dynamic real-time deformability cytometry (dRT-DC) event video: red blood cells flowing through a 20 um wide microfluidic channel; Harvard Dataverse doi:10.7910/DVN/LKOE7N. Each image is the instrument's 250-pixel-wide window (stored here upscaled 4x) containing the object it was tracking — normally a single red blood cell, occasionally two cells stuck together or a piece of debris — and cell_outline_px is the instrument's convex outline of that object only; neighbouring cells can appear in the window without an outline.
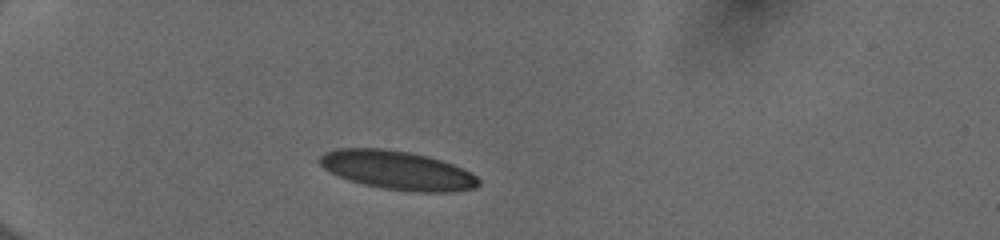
{"species": "human", "species_latin": "Homo sapiens", "temperature_condition": "cold", "stored_images_in_passage": 37, "camera_frame_rate_fps": 3000, "um_per_image_px": 0.085, "donor": {"sex": "female"}, "frame": {"image": 1, "passage_image": 1, "time_ms": 0.0, "image_size_px": [1000, 240], "cell_outline_px": [[480, 184], [476, 188], [452, 192], [412, 192], [380, 188], [348, 180], [324, 168], [320, 164], [320, 156], [324, 152], [336, 148], [380, 148], [408, 152], [428, 156], [452, 164], [476, 176], [480, 180]], "centroid_in_image_um": [33.78, 14.48], "position_along_channel_um": 51.2, "area_um2": 35.78}}
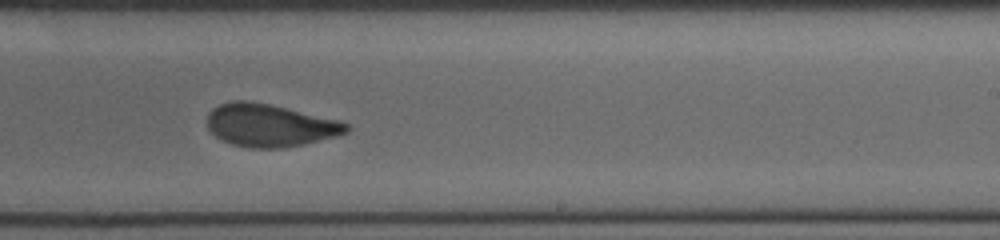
{"frame": {"image": 2, "passage_image": 20, "time_ms": 6.333, "image_size_px": [1000, 240], "cell_outline_px": [[352, 128], [348, 132], [336, 136], [304, 144], [284, 148], [252, 148], [232, 144], [216, 136], [208, 128], [208, 112], [212, 108], [220, 104], [232, 100], [248, 100], [268, 104], [340, 120], [348, 124]], "centroid_in_image_um": [22.95, 10.65], "position_along_channel_um": 266.0, "area_um2": 34.56}}
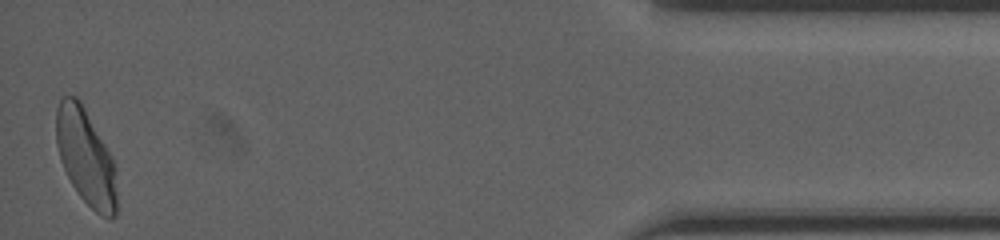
{"frame": {"image": 3, "passage_image": 37, "time_ms": 12.0, "image_size_px": [1000, 240], "cell_outline_px": [[116, 216], [112, 220], [108, 220], [100, 216], [80, 196], [72, 184], [60, 160], [56, 144], [56, 108], [60, 100], [64, 96], [76, 96], [80, 100], [112, 156], [116, 168]], "centroid_in_image_um": [7.3, 13.37], "position_along_channel_um": 427.9, "area_um2": 34.04}, "authors_computed_cell_mechanics": {"area_um2": 35.2002, "velocity_mm_per_s": 3.9725, "shape_relaxation_time_tau1_ms": 8.5944, "shape_relaxation_time_tau2_ms": 0.9843, "deformation_change_tau1": 0.1992, "deformation_change_tau2": 0.067}}